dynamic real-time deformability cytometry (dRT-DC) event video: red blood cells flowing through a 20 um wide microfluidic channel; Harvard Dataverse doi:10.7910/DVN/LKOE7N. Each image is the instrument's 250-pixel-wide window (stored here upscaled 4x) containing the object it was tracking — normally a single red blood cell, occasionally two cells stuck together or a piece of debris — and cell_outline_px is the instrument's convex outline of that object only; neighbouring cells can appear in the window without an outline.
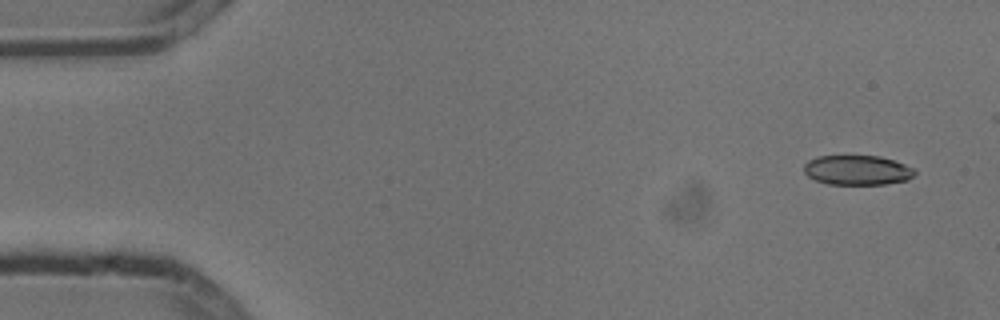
{"species": "common noctule bat (a hibernating species)", "species_latin": "Nyctalus noctula", "temperature_condition": "cold", "stored_images_in_passage": 5, "camera_frame_rate_fps": 3000, "um_per_image_px": 0.085, "animal": {"sex": "male", "body_mass_g": 13.3}, "frame": {"image": 1, "passage_image": 1, "time_ms": 0.0, "image_size_px": [1000, 320], "cell_outline_px": [[916, 172], [908, 180], [884, 184], [828, 184], [816, 180], [808, 176], [804, 172], [804, 164], [808, 160], [816, 156], [880, 156], [916, 168]], "centroid_in_image_um": [72.87, 14.46], "position_along_channel_um": 12.1, "area_um2": 19.19}}
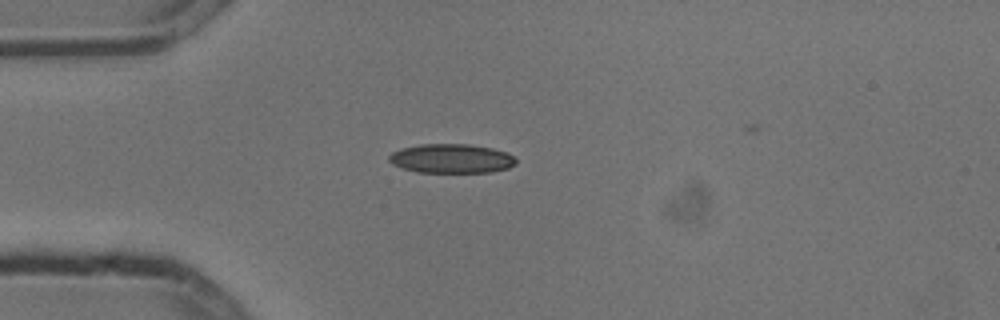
{"frame": {"image": 2, "passage_image": 4, "time_ms": 1.0, "image_size_px": [1000, 320], "cell_outline_px": [[516, 164], [508, 168], [492, 172], [416, 172], [392, 164], [388, 160], [388, 156], [392, 152], [400, 148], [420, 144], [468, 144], [492, 148], [508, 152], [516, 160]], "centroid_in_image_um": [38.36, 13.47], "position_along_channel_um": 46.6, "area_um2": 21.68}}